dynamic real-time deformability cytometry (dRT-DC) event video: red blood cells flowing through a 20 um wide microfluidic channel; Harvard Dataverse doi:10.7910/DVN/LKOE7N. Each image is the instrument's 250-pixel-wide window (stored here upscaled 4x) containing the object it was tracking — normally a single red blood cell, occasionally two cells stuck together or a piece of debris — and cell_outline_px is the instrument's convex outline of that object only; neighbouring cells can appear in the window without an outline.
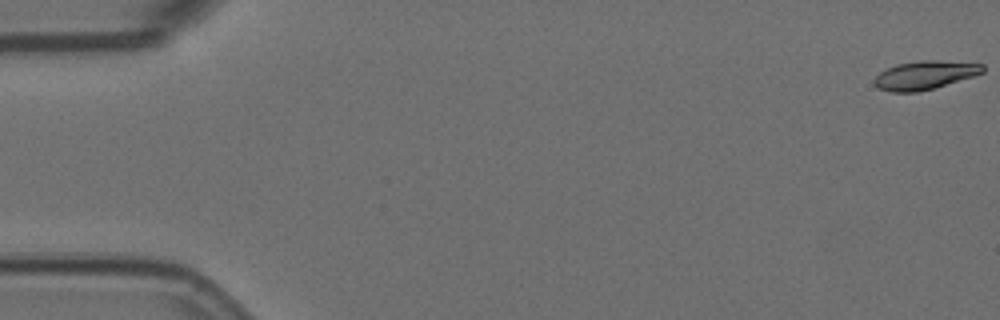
{"species": "Egyptian fruit bat (a non-hibernating species)", "species_latin": "Rousettus aegyptiacus", "temperature_condition": "room temperature", "stored_images_in_passage": 55, "camera_frame_rate_fps": 3000, "um_per_image_px": 0.085, "animal": {"sex": "female"}, "frame": {"image": 1, "passage_image": 1, "time_ms": 0.0, "image_size_px": [1000, 320], "cell_outline_px": [[984, 72], [972, 76], [932, 88], [916, 92], [892, 92], [880, 88], [872, 84], [872, 80], [880, 72], [896, 64], [920, 60], [936, 60], [984, 64]], "centroid_in_image_um": [78.57, 6.37], "position_along_channel_um": 6.4, "area_um2": 17.8}}
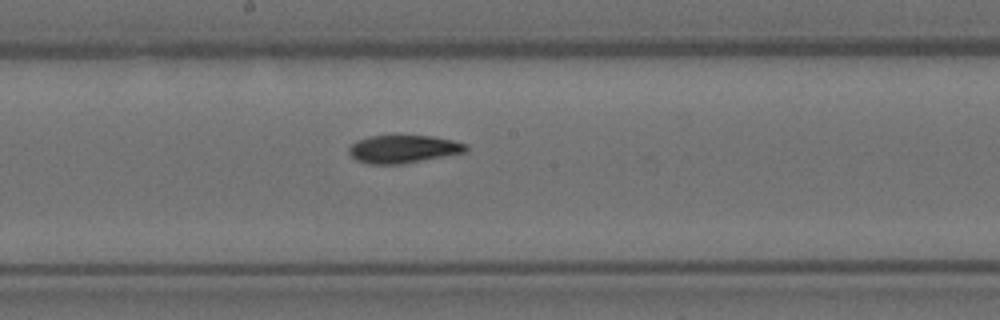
{"frame": {"image": 2, "passage_image": 31, "time_ms": 10.0, "image_size_px": [1000, 320], "cell_outline_px": [[468, 152], [400, 164], [368, 164], [356, 160], [348, 152], [348, 148], [352, 144], [368, 136], [432, 136], [452, 140], [468, 144]], "centroid_in_image_um": [34.31, 12.67], "position_along_channel_um": 213.9, "area_um2": 18.96}}
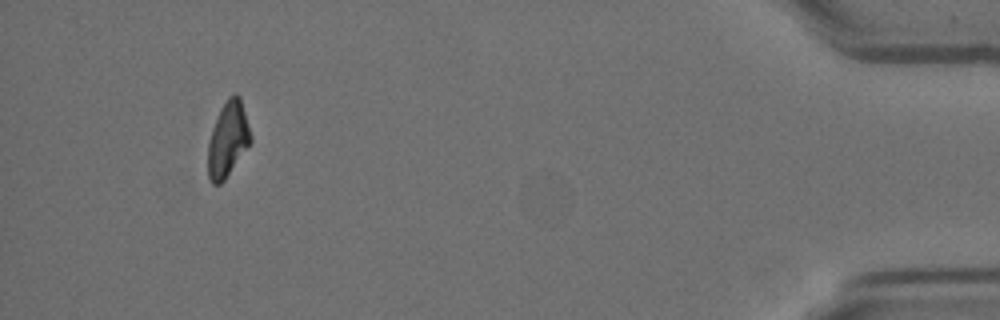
{"frame": {"image": 3, "passage_image": 54, "time_ms": 17.667, "image_size_px": [1000, 320], "cell_outline_px": [[252, 140], [224, 180], [220, 184], [212, 184], [208, 180], [208, 140], [212, 128], [220, 108], [228, 96], [236, 92], [240, 96], [252, 136]], "centroid_in_image_um": [19.35, 11.81], "position_along_channel_um": 415.8, "area_um2": 18.73}}